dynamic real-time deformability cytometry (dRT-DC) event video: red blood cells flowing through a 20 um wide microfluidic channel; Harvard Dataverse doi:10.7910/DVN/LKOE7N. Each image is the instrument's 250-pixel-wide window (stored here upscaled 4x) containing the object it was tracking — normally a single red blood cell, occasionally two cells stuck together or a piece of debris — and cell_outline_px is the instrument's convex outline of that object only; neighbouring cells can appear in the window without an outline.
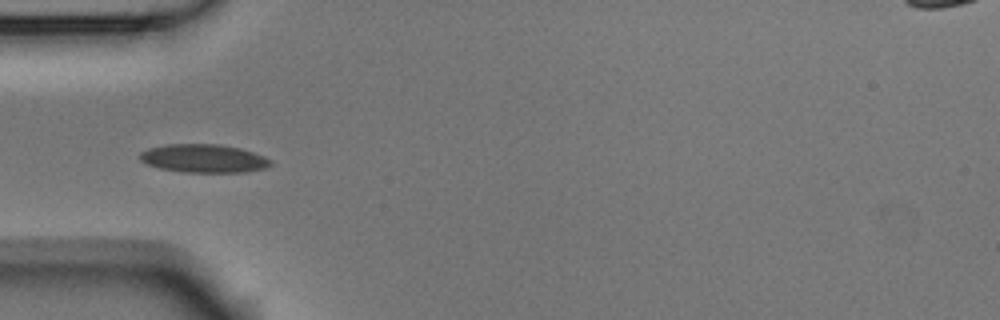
{"species": "Egyptian fruit bat (a non-hibernating species)", "species_latin": "Rousettus aegyptiacus", "temperature_condition": "room temperature", "stored_images_in_passage": 13, "camera_frame_rate_fps": 3000, "um_per_image_px": 0.085, "animal": {"sex": "male"}, "frame": {"image": 1, "passage_image": 3, "time_ms": 0.667, "image_size_px": [1000, 320], "cell_outline_px": [[272, 164], [264, 168], [244, 172], [184, 172], [160, 168], [148, 164], [140, 160], [140, 152], [148, 148], [164, 144], [220, 144], [240, 148], [264, 156], [272, 160]], "centroid_in_image_um": [17.31, 13.46], "position_along_channel_um": 67.7, "area_um2": 21.56}}
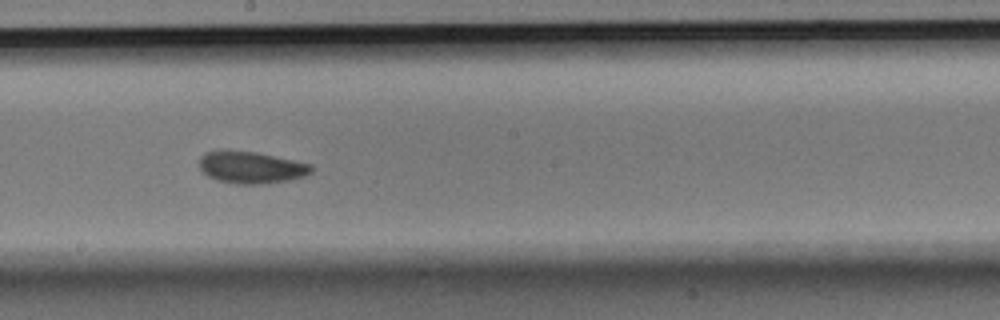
{"frame": {"image": 2, "passage_image": 7, "time_ms": 2.0, "image_size_px": [1000, 320], "cell_outline_px": [[312, 172], [304, 176], [288, 180], [260, 184], [236, 184], [216, 180], [208, 176], [200, 168], [200, 156], [204, 152], [216, 148], [228, 148], [256, 152], [312, 164]], "centroid_in_image_um": [21.28, 14.19], "position_along_channel_um": 226.9, "area_um2": 21.33}}
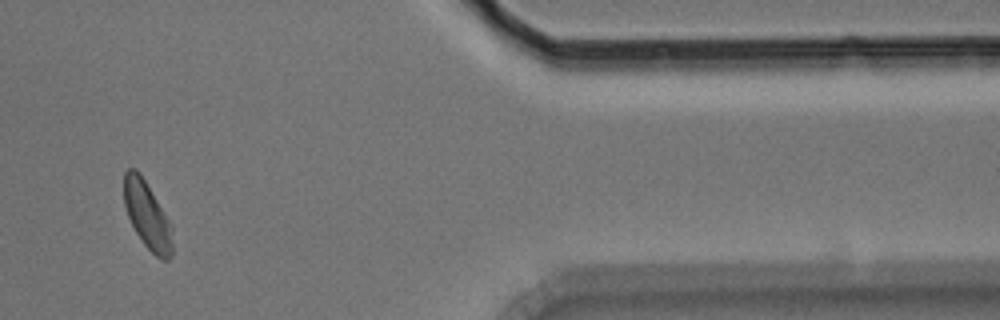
{"frame": {"image": 3, "passage_image": 11, "time_ms": 3.333, "image_size_px": [1000, 320], "cell_outline_px": [[172, 256], [168, 260], [164, 260], [156, 256], [144, 244], [136, 232], [128, 216], [124, 204], [124, 172], [128, 168], [136, 168], [140, 172], [172, 224]], "centroid_in_image_um": [12.52, 18.28], "position_along_channel_um": 398.9, "area_um2": 19.02}}